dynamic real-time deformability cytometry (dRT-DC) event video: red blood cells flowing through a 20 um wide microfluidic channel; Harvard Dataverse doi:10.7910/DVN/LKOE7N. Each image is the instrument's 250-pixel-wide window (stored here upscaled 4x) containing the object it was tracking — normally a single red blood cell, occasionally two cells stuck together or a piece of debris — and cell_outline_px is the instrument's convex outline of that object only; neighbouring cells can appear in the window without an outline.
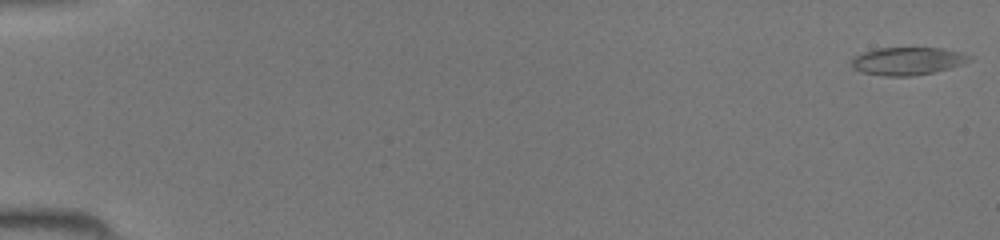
{"species": "common noctule bat (a hibernating species)", "species_latin": "Nyctalus noctula", "temperature_condition": "room temperature", "stored_images_in_passage": 46, "camera_frame_rate_fps": 3000, "um_per_image_px": 0.085, "animal": {"sex": "female", "body_mass_g": 19.5, "forearm_length_mm": 54.1}, "frame": {"image": 1, "passage_image": 1, "time_ms": 0.0, "image_size_px": [1000, 240], "cell_outline_px": [[972, 60], [948, 68], [932, 72], [912, 76], [884, 76], [860, 72], [852, 68], [852, 60], [856, 56], [864, 52], [876, 48], [944, 48], [960, 52], [972, 56]], "centroid_in_image_um": [77.13, 5.19], "position_along_channel_um": 7.9, "area_um2": 18.96}}
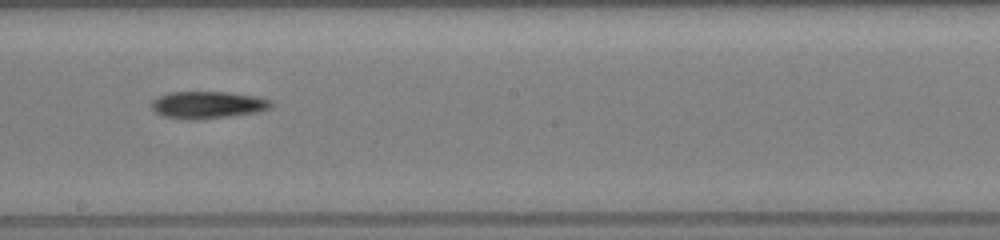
{"frame": {"image": 2, "passage_image": 27, "time_ms": 8.667, "image_size_px": [1000, 240], "cell_outline_px": [[272, 108], [260, 112], [196, 120], [164, 116], [156, 112], [152, 108], [152, 100], [168, 92], [228, 92], [256, 96], [272, 100]], "centroid_in_image_um": [17.71, 8.91], "position_along_channel_um": 230.5, "area_um2": 18.9}}
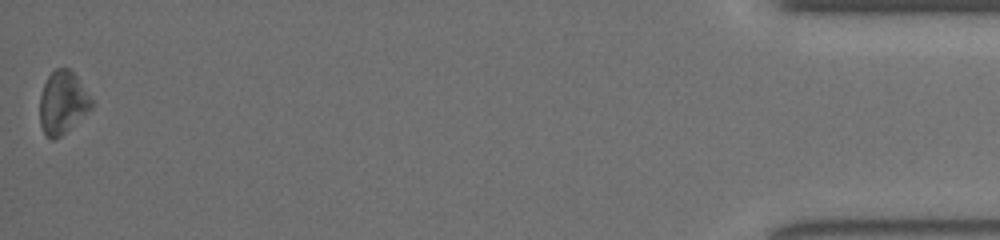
{"frame": {"image": 3, "passage_image": 46, "time_ms": 15.0, "image_size_px": [1000, 240], "cell_outline_px": [[92, 108], [60, 136], [52, 140], [44, 136], [40, 124], [40, 96], [44, 84], [48, 76], [56, 68], [68, 68], [76, 76], [92, 100]], "centroid_in_image_um": [5.29, 8.74], "position_along_channel_um": 429.9, "area_um2": 18.61}}